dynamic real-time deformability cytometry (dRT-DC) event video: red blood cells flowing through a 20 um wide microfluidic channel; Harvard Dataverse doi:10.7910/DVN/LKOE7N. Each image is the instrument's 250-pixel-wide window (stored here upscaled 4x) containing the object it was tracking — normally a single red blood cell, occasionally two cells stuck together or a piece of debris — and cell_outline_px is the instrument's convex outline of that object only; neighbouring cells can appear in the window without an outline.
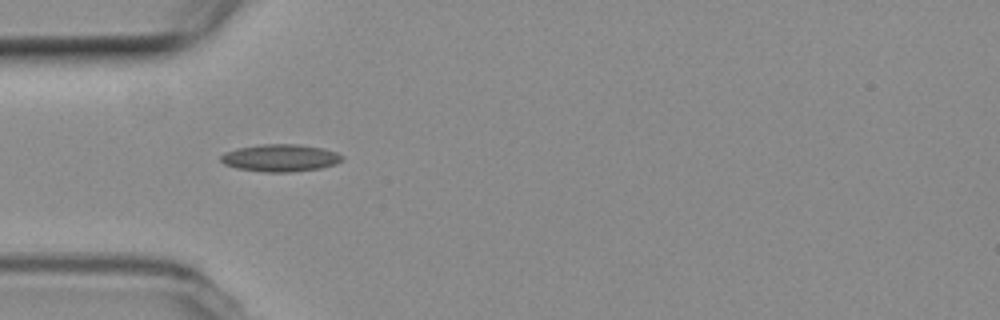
{"species": "common noctule bat (a hibernating species)", "species_latin": "Nyctalus noctula", "temperature_condition": "room temperature", "stored_images_in_passage": 2, "camera_frame_rate_fps": 3000, "um_per_image_px": 0.085, "animal": {"sex": "female", "body_mass_g": 19.3, "forearm_length_mm": 54.1}, "frame": {"image": 1, "passage_image": 1, "time_ms": 0.0, "image_size_px": [1000, 320], "cell_outline_px": [[344, 160], [336, 164], [320, 168], [288, 172], [264, 172], [236, 168], [224, 164], [220, 160], [220, 156], [224, 152], [236, 148], [260, 144], [300, 144], [324, 148], [336, 152], [344, 156]], "centroid_in_image_um": [23.83, 13.41], "position_along_channel_um": 61.2, "area_um2": 19.54}}
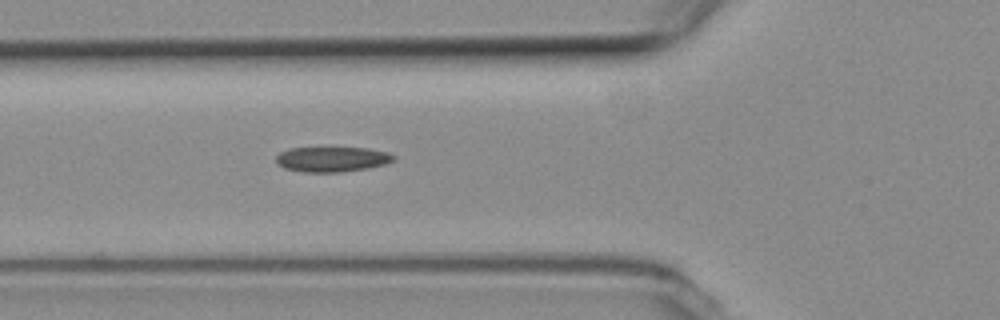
{"frame": {"image": 2, "passage_image": 2, "time_ms": 0.333, "image_size_px": [1000, 320], "cell_outline_px": [[396, 160], [384, 164], [368, 168], [340, 172], [300, 172], [284, 168], [276, 164], [276, 156], [280, 152], [288, 148], [368, 148], [388, 152], [396, 156]], "centroid_in_image_um": [28.21, 13.54], "position_along_channel_um": 97.6, "area_um2": 17.34}}